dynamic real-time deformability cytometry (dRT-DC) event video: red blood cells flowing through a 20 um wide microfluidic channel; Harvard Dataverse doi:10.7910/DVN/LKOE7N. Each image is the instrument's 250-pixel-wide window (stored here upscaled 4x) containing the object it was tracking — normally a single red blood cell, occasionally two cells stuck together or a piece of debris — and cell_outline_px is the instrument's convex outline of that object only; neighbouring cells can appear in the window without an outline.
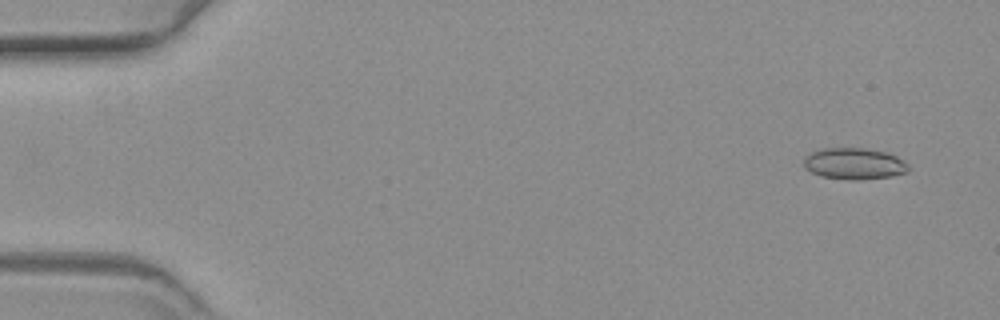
{"species": "common noctule bat (a hibernating species)", "species_latin": "Nyctalus noctula", "temperature_condition": "warm", "stored_images_in_passage": 60, "camera_frame_rate_fps": 3000, "um_per_image_px": 0.085, "animal": {"sex": "female", "body_mass_g": 19.3, "forearm_length_mm": 54.1}, "frame": {"image": 1, "passage_image": 4, "time_ms": 1.0, "image_size_px": [1000, 320], "cell_outline_px": [[908, 172], [892, 176], [856, 180], [852, 180], [824, 176], [812, 172], [804, 168], [804, 160], [812, 152], [824, 148], [864, 148], [888, 152], [904, 160], [908, 164]], "centroid_in_image_um": [72.65, 13.9], "position_along_channel_um": 12.3, "area_um2": 19.02}}
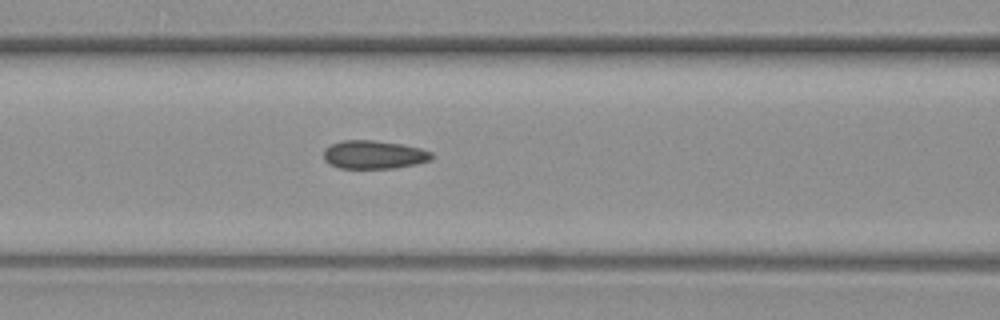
{"frame": {"image": 2, "passage_image": 26, "time_ms": 8.333, "image_size_px": [1000, 320], "cell_outline_px": [[432, 160], [416, 164], [396, 168], [340, 168], [328, 164], [324, 160], [324, 148], [332, 144], [344, 140], [372, 140], [400, 144], [420, 148], [432, 152]], "centroid_in_image_um": [31.77, 13.15], "position_along_channel_um": 134.8, "area_um2": 17.86}}
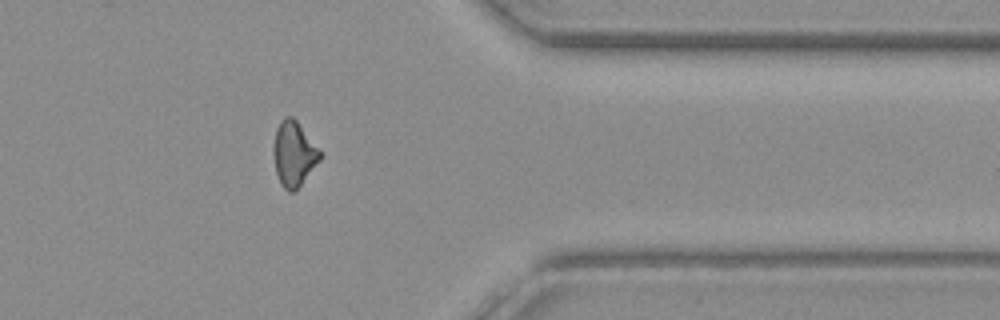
{"frame": {"image": 3, "passage_image": 49, "time_ms": 16.0, "image_size_px": [1000, 320], "cell_outline_px": [[320, 160], [300, 184], [292, 192], [288, 192], [280, 184], [276, 172], [272, 152], [276, 128], [280, 120], [284, 116], [292, 116], [296, 120], [320, 148]], "centroid_in_image_um": [24.95, 13.03], "position_along_channel_um": 386.4, "area_um2": 17.57}}